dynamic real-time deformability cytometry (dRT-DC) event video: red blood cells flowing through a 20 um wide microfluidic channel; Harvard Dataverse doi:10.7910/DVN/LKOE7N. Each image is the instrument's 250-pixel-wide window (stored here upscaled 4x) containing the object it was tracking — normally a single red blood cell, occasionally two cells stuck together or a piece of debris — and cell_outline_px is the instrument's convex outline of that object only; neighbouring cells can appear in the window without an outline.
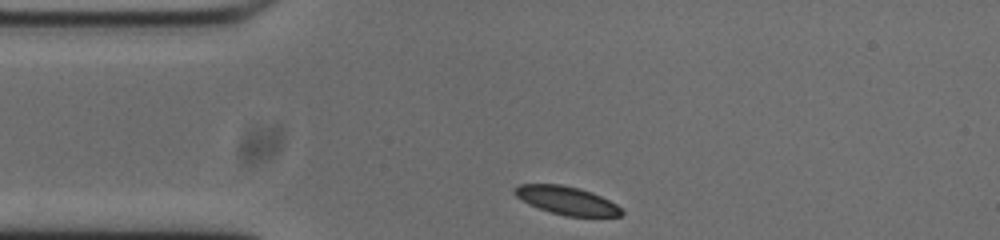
{"species": "common noctule bat (a hibernating species)", "species_latin": "Nyctalus noctula", "temperature_condition": "cold", "stored_images_in_passage": 33, "camera_frame_rate_fps": 3000, "um_per_image_px": 0.085, "animal": {"sex": "male", "body_mass_g": 20.0, "forearm_length_mm": 53.3}, "frame": {"image": 1, "passage_image": 1, "time_ms": 0.0, "image_size_px": [1000, 240], "cell_outline_px": [[624, 212], [620, 216], [564, 216], [528, 204], [516, 196], [512, 192], [512, 188], [520, 184], [560, 184], [580, 188], [592, 192], [616, 204]], "centroid_in_image_um": [48.14, 17.03], "position_along_channel_um": 36.9, "area_um2": 17.51}}
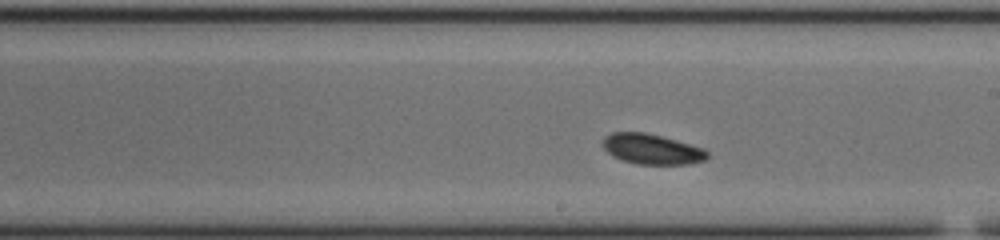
{"frame": {"image": 2, "passage_image": 19, "time_ms": 6.0, "image_size_px": [1000, 240], "cell_outline_px": [[708, 156], [704, 160], [688, 164], [636, 164], [620, 160], [612, 156], [604, 148], [604, 136], [612, 132], [644, 132], [676, 140], [704, 148], [708, 152]], "centroid_in_image_um": [55.39, 12.68], "position_along_channel_um": 233.6, "area_um2": 18.38}}
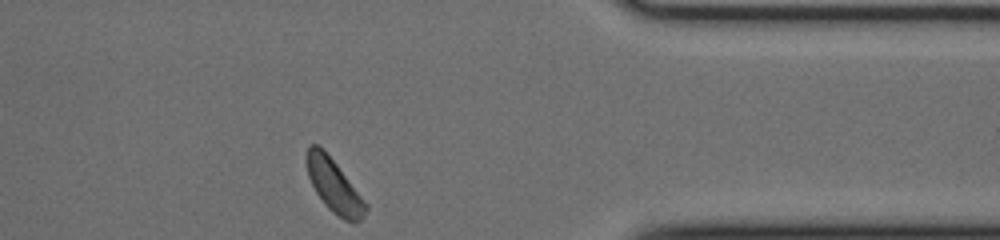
{"frame": {"image": 3, "passage_image": 33, "time_ms": 10.667, "image_size_px": [1000, 240], "cell_outline_px": [[368, 208], [364, 216], [356, 224], [352, 224], [336, 216], [324, 204], [316, 192], [308, 176], [308, 144], [316, 144], [324, 148], [368, 204]], "centroid_in_image_um": [28.44, 15.84], "position_along_channel_um": 383.0, "area_um2": 18.32}, "authors_computed_cell_mechanics": {"area_um2": 18.3226, "velocity_mm_per_s": 3.6622, "shape_relaxation_time_tau1_ms": 2.2746, "shape_relaxation_time_tau2_ms": null, "deformation_change_tau1": 0.0828, "deformation_change_tau2": null}}